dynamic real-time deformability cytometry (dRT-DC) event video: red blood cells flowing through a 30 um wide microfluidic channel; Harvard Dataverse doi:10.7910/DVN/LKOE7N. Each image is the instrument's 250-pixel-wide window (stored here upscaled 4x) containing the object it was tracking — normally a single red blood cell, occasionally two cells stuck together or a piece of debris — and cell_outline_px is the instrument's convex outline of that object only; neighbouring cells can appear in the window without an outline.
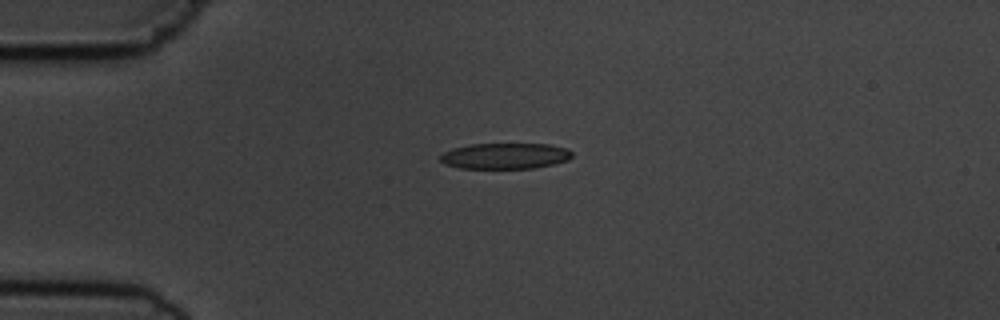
{"species": "common noctule bat (a hibernating species)", "species_latin": "Nyctalus noctula", "temperature_condition": "cold", "stored_images_in_passage": 4, "camera_frame_rate_fps": 3000, "um_per_image_px": 0.085, "animal": {"sex": "male", "body_mass_g": 19.5, "forearm_length_mm": 54.6}, "frame": {"image": 1, "passage_image": 1, "time_ms": 0.0, "image_size_px": [1000, 320], "cell_outline_px": [[572, 156], [568, 160], [552, 164], [532, 168], [460, 168], [444, 164], [440, 160], [440, 156], [444, 152], [452, 148], [468, 144], [552, 144], [568, 148], [572, 152]], "centroid_in_image_um": [42.93, 13.24], "position_along_channel_um": 42.1, "area_um2": 19.94}}
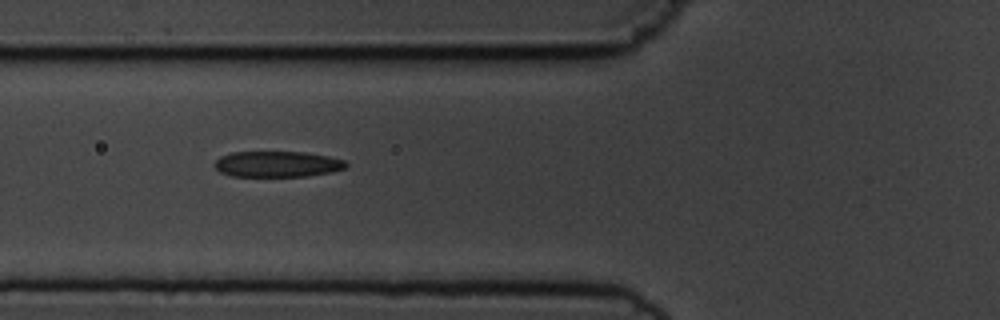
{"frame": {"image": 2, "passage_image": 3, "time_ms": 2.333, "image_size_px": [1000, 320], "cell_outline_px": [[348, 164], [344, 168], [332, 172], [308, 176], [232, 176], [220, 172], [212, 164], [220, 156], [232, 152], [304, 152], [328, 156], [344, 160]], "centroid_in_image_um": [23.55, 13.95], "position_along_channel_um": 102.2, "area_um2": 19.83}}
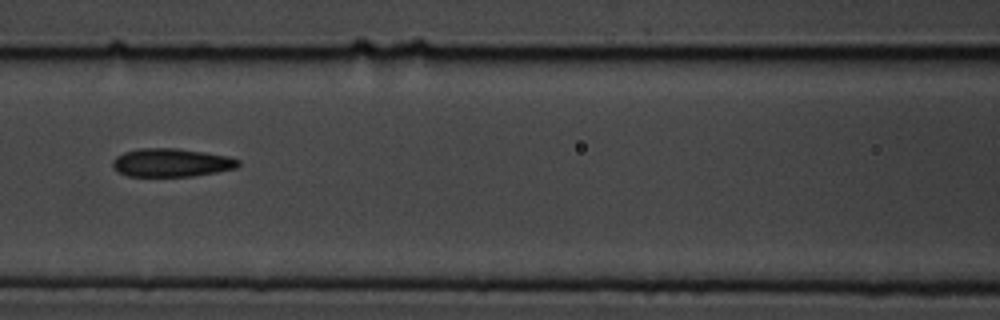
{"frame": {"image": 3, "passage_image": 4, "time_ms": 3.667, "image_size_px": [1000, 320], "cell_outline_px": [[240, 164], [236, 168], [216, 172], [192, 176], [128, 176], [112, 168], [112, 160], [116, 156], [124, 152], [140, 148], [180, 148], [228, 156], [240, 160]], "centroid_in_image_um": [14.56, 13.82], "position_along_channel_um": 152.0, "area_um2": 20.81}}